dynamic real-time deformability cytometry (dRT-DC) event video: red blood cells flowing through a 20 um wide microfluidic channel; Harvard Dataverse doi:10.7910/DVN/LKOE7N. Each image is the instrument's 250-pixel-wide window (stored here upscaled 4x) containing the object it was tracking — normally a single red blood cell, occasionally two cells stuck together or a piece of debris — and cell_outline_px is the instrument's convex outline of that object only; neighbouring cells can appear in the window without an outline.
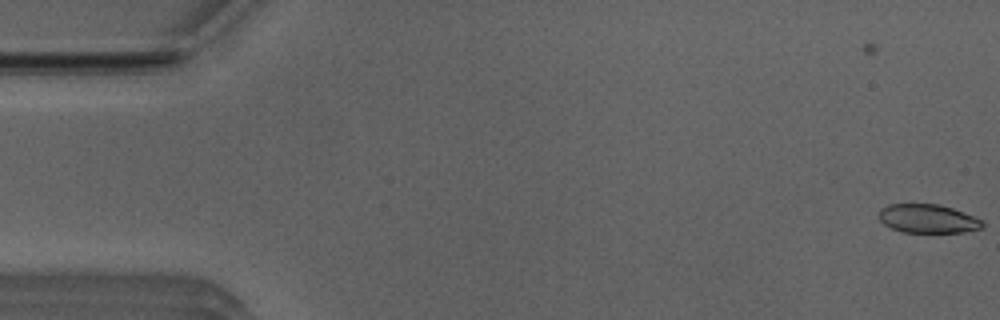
{"species": "Egyptian fruit bat (a non-hibernating species)", "species_latin": "Rousettus aegyptiacus", "temperature_condition": "room temperature", "stored_images_in_passage": 4, "camera_frame_rate_fps": 3000, "um_per_image_px": 0.085, "animal": {"sex": "male"}, "frame": {"image": 1, "passage_image": 4, "time_ms": 1.0, "image_size_px": [1000, 320], "cell_outline_px": [[984, 224], [980, 228], [964, 232], [904, 232], [892, 228], [884, 224], [876, 216], [880, 208], [888, 204], [936, 204], [952, 208], [964, 212], [984, 220]], "centroid_in_image_um": [78.84, 18.58], "position_along_channel_um": 6.2, "area_um2": 17.4}}